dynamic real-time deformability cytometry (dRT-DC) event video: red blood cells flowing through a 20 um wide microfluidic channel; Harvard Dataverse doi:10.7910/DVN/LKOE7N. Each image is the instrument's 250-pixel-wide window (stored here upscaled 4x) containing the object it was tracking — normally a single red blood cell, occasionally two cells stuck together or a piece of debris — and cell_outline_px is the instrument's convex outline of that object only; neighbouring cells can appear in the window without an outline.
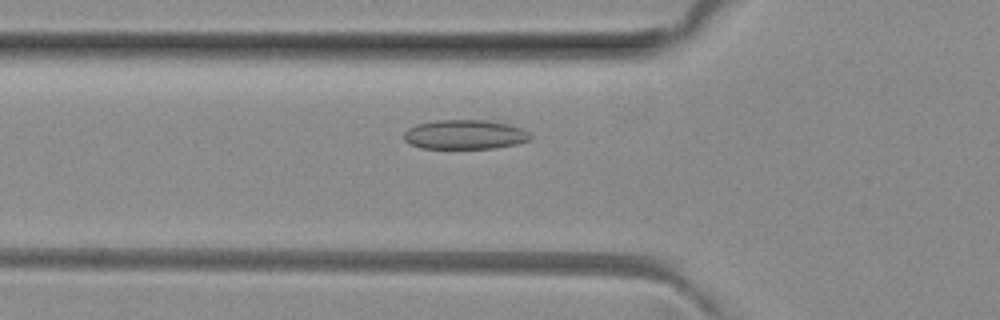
{"species": "common noctule bat (a hibernating species)", "species_latin": "Nyctalus noctula", "temperature_condition": "room temperature", "stored_images_in_passage": 34, "camera_frame_rate_fps": 3000, "um_per_image_px": 0.085, "animal": {"sex": "female", "body_mass_g": 29.2, "forearm_length_mm": 56.3}, "frame": {"image": 1, "passage_image": 7, "time_ms": 2.0, "image_size_px": [1000, 320], "cell_outline_px": [[532, 140], [516, 144], [496, 148], [420, 148], [404, 140], [404, 132], [408, 128], [416, 124], [436, 120], [488, 120], [508, 124], [520, 128], [528, 132], [532, 136]], "centroid_in_image_um": [39.53, 11.43], "position_along_channel_um": 86.3, "area_um2": 21.73}}
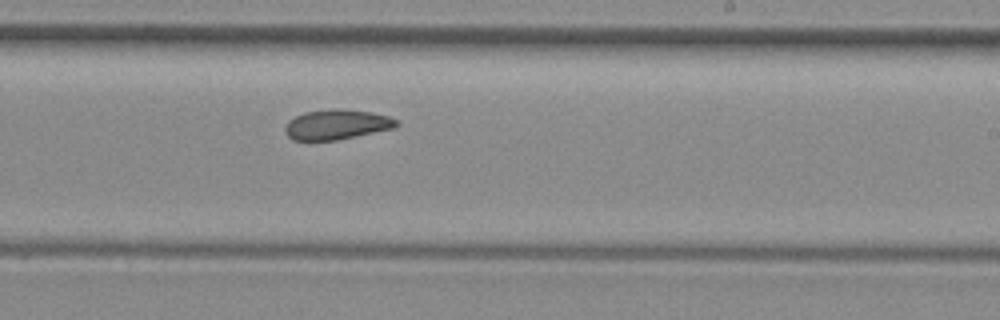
{"frame": {"image": 2, "passage_image": 20, "time_ms": 6.333, "image_size_px": [1000, 320], "cell_outline_px": [[400, 124], [396, 128], [336, 140], [292, 140], [288, 136], [284, 128], [288, 120], [304, 112], [340, 108], [372, 112], [388, 116], [396, 120]], "centroid_in_image_um": [28.64, 10.58], "position_along_channel_um": 260.4, "area_um2": 19.48}}
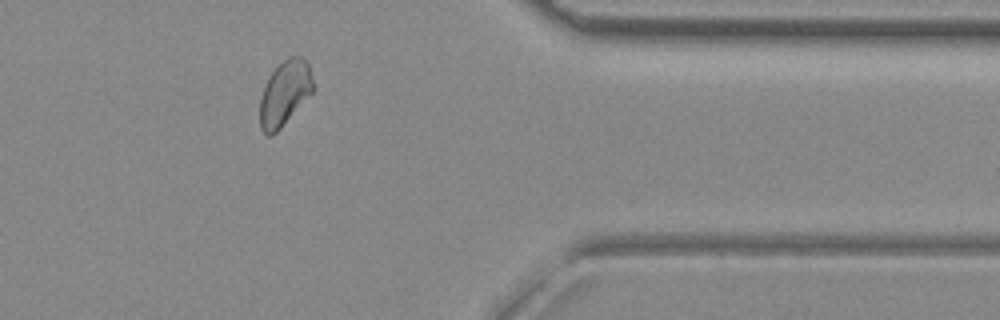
{"frame": {"image": 3, "passage_image": 31, "time_ms": 10.0, "image_size_px": [1000, 320], "cell_outline_px": [[316, 88], [280, 128], [272, 136], [268, 136], [260, 128], [260, 96], [268, 76], [288, 56], [300, 56], [308, 64]], "centroid_in_image_um": [24.2, 7.92], "position_along_channel_um": 387.2, "area_um2": 20.06}, "authors_computed_cell_mechanics": {"area_um2": 20.0566, "velocity_mm_per_s": 4.0114, "shape_relaxation_time_tau1_ms": null, "shape_relaxation_time_tau2_ms": 2.1184, "deformation_change_tau1": null, "deformation_change_tau2": 0.0597}}